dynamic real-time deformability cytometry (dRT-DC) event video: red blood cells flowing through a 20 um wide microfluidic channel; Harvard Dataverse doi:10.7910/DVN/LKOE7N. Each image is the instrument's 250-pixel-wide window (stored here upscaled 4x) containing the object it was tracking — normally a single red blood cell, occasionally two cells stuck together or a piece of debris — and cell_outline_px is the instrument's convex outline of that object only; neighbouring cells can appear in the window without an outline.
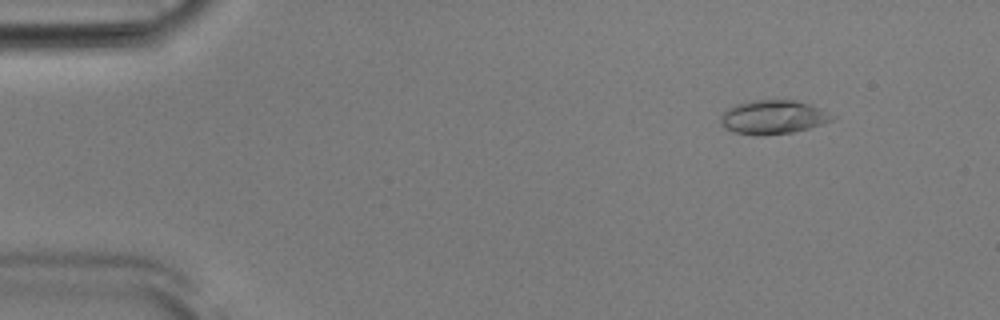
{"species": "Egyptian fruit bat (a non-hibernating species)", "species_latin": "Rousettus aegyptiacus", "temperature_condition": "room temperature", "stored_images_in_passage": 53, "camera_frame_rate_fps": 3000, "um_per_image_px": 0.085, "animal": {"sex": "male"}, "frame": {"image": 1, "passage_image": 6, "time_ms": 1.667, "image_size_px": [1000, 320], "cell_outline_px": [[836, 116], [832, 120], [808, 128], [792, 132], [764, 136], [752, 136], [732, 132], [724, 128], [720, 120], [720, 116], [728, 108], [736, 104], [752, 100], [796, 100], [808, 104]], "centroid_in_image_um": [65.65, 9.97], "position_along_channel_um": 19.4, "area_um2": 22.02}}
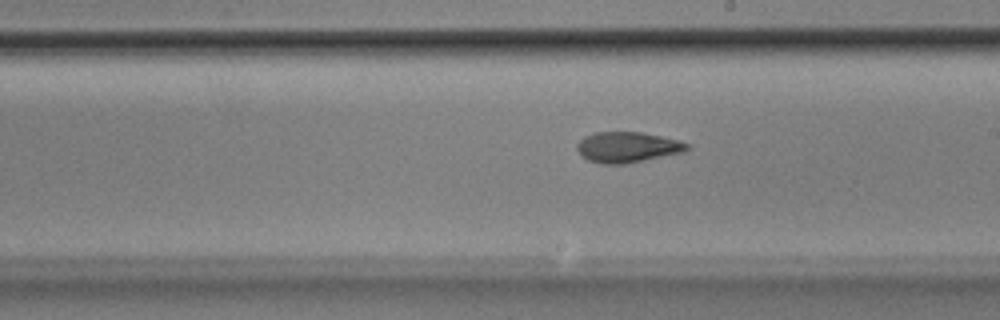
{"frame": {"image": 2, "passage_image": 30, "time_ms": 9.667, "image_size_px": [1000, 320], "cell_outline_px": [[692, 148], [684, 152], [624, 164], [600, 164], [588, 160], [580, 156], [576, 148], [576, 144], [584, 136], [596, 132], [640, 132], [660, 136], [692, 144]], "centroid_in_image_um": [53.32, 12.52], "position_along_channel_um": 235.7, "area_um2": 19.77}}
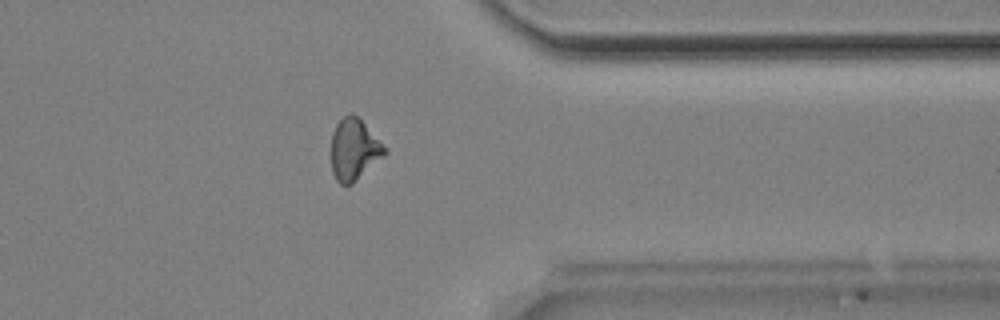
{"frame": {"image": 3, "passage_image": 42, "time_ms": 13.667, "image_size_px": [1000, 320], "cell_outline_px": [[388, 152], [384, 156], [352, 184], [340, 184], [336, 180], [332, 172], [332, 132], [336, 124], [348, 112], [352, 112], [388, 148]], "centroid_in_image_um": [30.11, 12.71], "position_along_channel_um": 381.3, "area_um2": 19.07}, "authors_computed_cell_mechanics": {"area_um2": 19.4786, "velocity_mm_per_s": 3.8423, "shape_relaxation_time_tau1_ms": 7.2601, "shape_relaxation_time_tau2_ms": 3.4369, "deformation_change_tau1": 0.2057, "deformation_change_tau2": 0.0952}}